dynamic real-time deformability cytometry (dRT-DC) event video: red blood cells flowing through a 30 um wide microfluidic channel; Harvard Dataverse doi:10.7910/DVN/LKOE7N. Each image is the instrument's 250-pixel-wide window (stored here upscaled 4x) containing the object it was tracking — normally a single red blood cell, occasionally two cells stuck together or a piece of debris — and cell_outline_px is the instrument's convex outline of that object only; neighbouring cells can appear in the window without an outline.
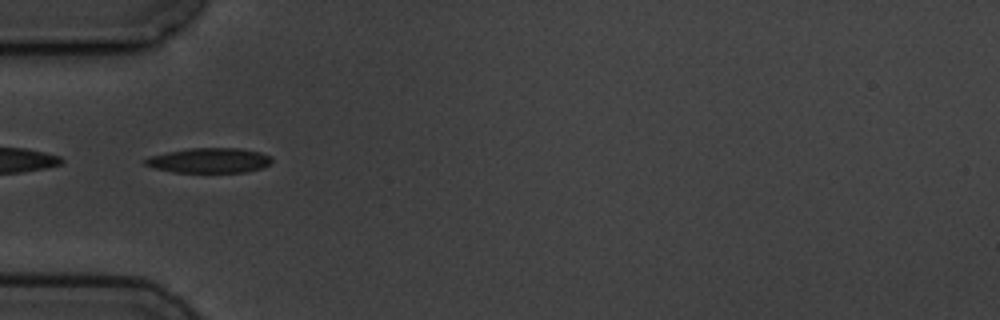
{"species": "common noctule bat (a hibernating species)", "species_latin": "Nyctalus noctula", "temperature_condition": "cold", "stored_images_in_passage": 11, "camera_frame_rate_fps": 3000, "um_per_image_px": 0.085, "animal": {"sex": "male", "body_mass_g": 19.5, "forearm_length_mm": 54.6}, "frame": {"image": 1, "passage_image": 5, "time_ms": 5.667, "image_size_px": [1000, 320], "cell_outline_px": [[272, 160], [264, 168], [244, 172], [172, 172], [156, 168], [144, 164], [144, 160], [148, 156], [188, 148], [240, 148], [260, 152], [272, 156]], "centroid_in_image_um": [17.81, 13.63], "position_along_channel_um": 67.2, "area_um2": 18.44}}
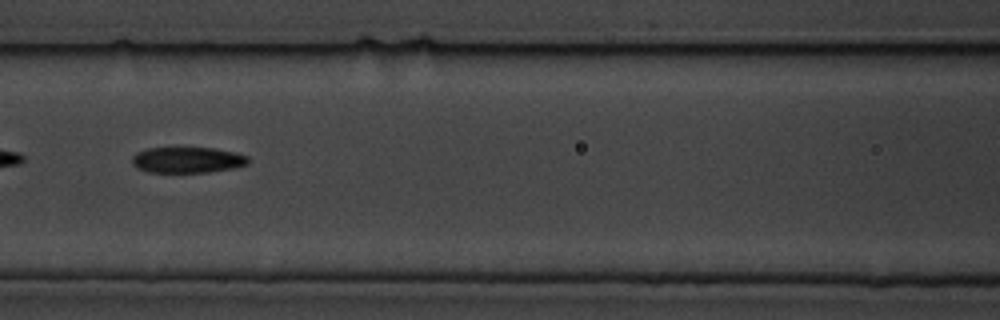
{"frame": {"image": 2, "passage_image": 7, "time_ms": 8.0, "image_size_px": [1000, 320], "cell_outline_px": [[248, 164], [236, 168], [208, 172], [148, 172], [136, 168], [132, 164], [132, 156], [136, 152], [148, 148], [212, 148], [236, 152], [248, 156]], "centroid_in_image_um": [15.93, 13.6], "position_along_channel_um": 150.7, "area_um2": 17.63}}
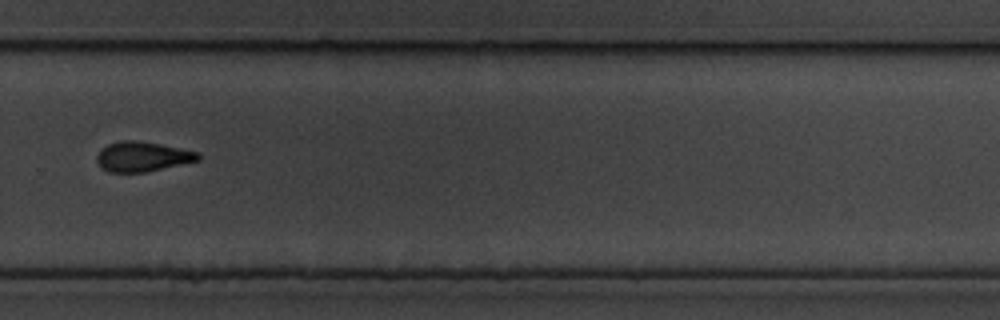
{"frame": {"image": 3, "passage_image": 11, "time_ms": 12.667, "image_size_px": [1000, 320], "cell_outline_px": [[200, 160], [144, 172], [108, 172], [96, 160], [96, 156], [100, 148], [108, 144], [120, 140], [140, 140], [200, 152]], "centroid_in_image_um": [12.1, 13.29], "position_along_channel_um": 317.7, "area_um2": 17.63}}